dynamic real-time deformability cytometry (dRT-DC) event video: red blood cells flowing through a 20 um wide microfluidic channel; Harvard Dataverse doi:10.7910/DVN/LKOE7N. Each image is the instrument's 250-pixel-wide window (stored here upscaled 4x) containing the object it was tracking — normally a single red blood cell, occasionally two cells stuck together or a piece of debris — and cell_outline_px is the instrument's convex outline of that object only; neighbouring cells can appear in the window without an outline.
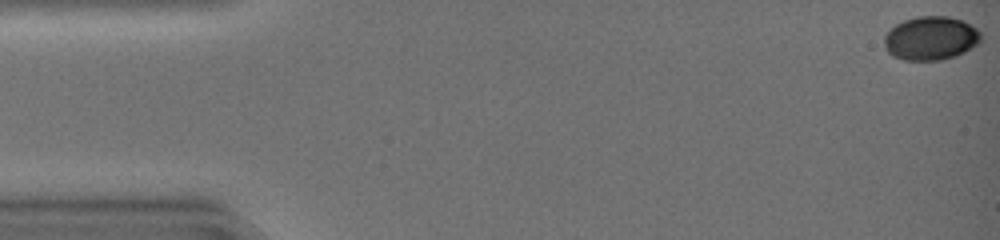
{"species": "common noctule bat (a hibernating species)", "species_latin": "Nyctalus noctula", "temperature_condition": "warm", "stored_images_in_passage": 19, "camera_frame_rate_fps": 3000, "um_per_image_px": 0.085, "animal": {"sex": "female", "body_mass_g": 19.0, "forearm_length_mm": 51.5}, "frame": {"image": 1, "passage_image": 1, "time_ms": 0.0, "image_size_px": [1000, 240], "cell_outline_px": [[980, 44], [956, 56], [940, 60], [904, 60], [892, 56], [884, 48], [884, 36], [896, 24], [904, 20], [916, 16], [948, 16], [964, 20], [976, 28], [980, 32]], "centroid_in_image_um": [79.12, 3.25], "position_along_channel_um": 5.9, "area_um2": 24.85}}
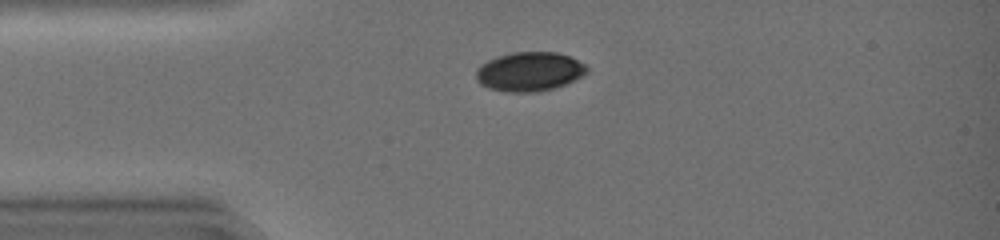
{"frame": {"image": 2, "passage_image": 12, "time_ms": 3.667, "image_size_px": [1000, 240], "cell_outline_px": [[588, 72], [556, 88], [536, 92], [504, 92], [488, 88], [480, 84], [476, 80], [476, 68], [480, 64], [488, 60], [512, 52], [556, 52], [568, 56], [584, 64], [588, 68]], "centroid_in_image_um": [44.95, 6.1], "position_along_channel_um": 40.0, "area_um2": 25.26}}